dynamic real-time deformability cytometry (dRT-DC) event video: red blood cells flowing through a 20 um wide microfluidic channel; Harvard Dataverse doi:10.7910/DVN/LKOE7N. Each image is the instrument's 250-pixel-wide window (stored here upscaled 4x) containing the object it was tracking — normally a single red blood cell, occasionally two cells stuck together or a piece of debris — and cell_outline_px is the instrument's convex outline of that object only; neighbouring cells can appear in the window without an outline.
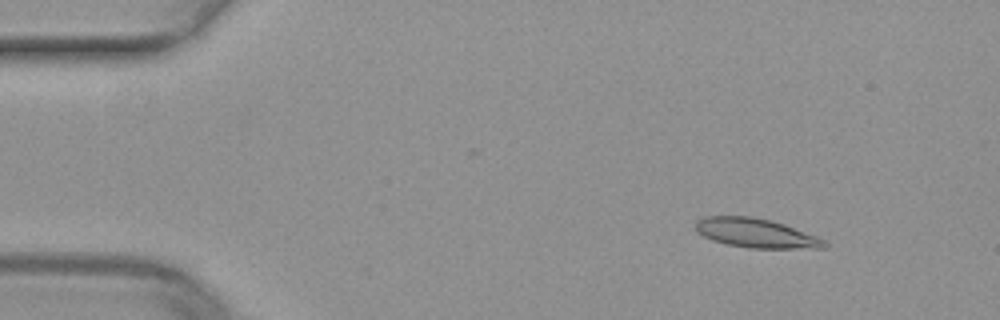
{"species": "common noctule bat (a hibernating species)", "species_latin": "Nyctalus noctula", "temperature_condition": "warm", "stored_images_in_passage": 8, "camera_frame_rate_fps": 3000, "um_per_image_px": 0.085, "animal": {"sex": "female", "body_mass_g": 29.2, "forearm_length_mm": 56.3}, "frame": {"image": 1, "passage_image": 6, "time_ms": 1.667, "image_size_px": [1000, 320], "cell_outline_px": [[828, 248], [748, 248], [728, 244], [712, 240], [696, 232], [696, 220], [704, 216], [752, 216], [772, 220], [784, 224], [816, 236], [824, 240], [828, 244]], "centroid_in_image_um": [64.25, 19.81], "position_along_channel_um": 20.8, "area_um2": 21.96}}